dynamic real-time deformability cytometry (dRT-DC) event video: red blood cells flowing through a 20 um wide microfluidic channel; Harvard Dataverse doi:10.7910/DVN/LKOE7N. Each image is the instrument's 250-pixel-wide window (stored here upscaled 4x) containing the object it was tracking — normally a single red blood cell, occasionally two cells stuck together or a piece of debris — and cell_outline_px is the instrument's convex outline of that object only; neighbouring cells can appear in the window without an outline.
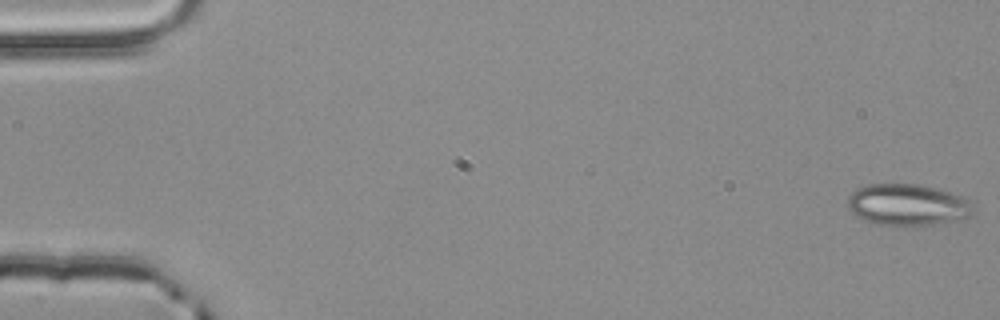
{"species": "common noctule bat (a hibernating species)", "species_latin": "Nyctalus noctula", "temperature_condition": "room temperature", "stored_images_in_passage": 4, "camera_frame_rate_fps": 3000, "um_per_image_px": 0.085, "animal": {"sex": "male", "body_mass_g": 20.4}, "frame": {"image": 1, "passage_image": 1, "time_ms": 0.0, "image_size_px": [1000, 320], "cell_outline_px": [[972, 216], [928, 224], [872, 224], [856, 216], [848, 208], [848, 196], [852, 192], [868, 184], [920, 184], [936, 188], [960, 196], [968, 200], [972, 212]], "centroid_in_image_um": [77.07, 17.38], "position_along_channel_um": 7.9, "area_um2": 29.59}}